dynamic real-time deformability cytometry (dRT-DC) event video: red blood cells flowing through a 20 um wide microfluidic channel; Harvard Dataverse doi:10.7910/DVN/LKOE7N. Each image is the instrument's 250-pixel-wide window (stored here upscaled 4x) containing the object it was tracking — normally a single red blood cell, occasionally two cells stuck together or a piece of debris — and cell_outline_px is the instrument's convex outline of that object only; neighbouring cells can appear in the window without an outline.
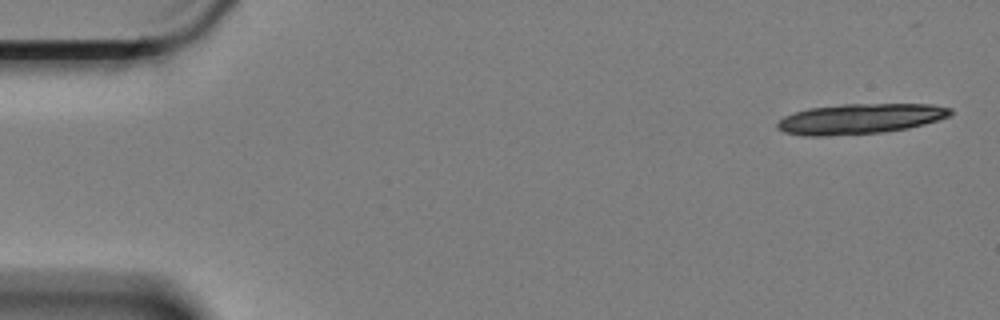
{"species": "Egyptian fruit bat (a non-hibernating species)", "species_latin": "Rousettus aegyptiacus", "temperature_condition": "cold", "stored_images_in_passage": 5, "segment_of_instrument_passage": [1, 2], "camera_frame_rate_fps": 3000, "um_per_image_px": 0.085, "animal": {"sex": "female"}, "frame": {"image": 1, "passage_image": 1, "time_ms": 0.0, "image_size_px": [1000, 320], "cell_outline_px": [[952, 112], [948, 116], [924, 124], [908, 128], [884, 132], [828, 136], [804, 136], [784, 132], [776, 128], [776, 124], [784, 116], [808, 108], [844, 104], [932, 104], [952, 108]], "centroid_in_image_um": [73.08, 10.1], "position_along_channel_um": 11.9, "area_um2": 30.52}}